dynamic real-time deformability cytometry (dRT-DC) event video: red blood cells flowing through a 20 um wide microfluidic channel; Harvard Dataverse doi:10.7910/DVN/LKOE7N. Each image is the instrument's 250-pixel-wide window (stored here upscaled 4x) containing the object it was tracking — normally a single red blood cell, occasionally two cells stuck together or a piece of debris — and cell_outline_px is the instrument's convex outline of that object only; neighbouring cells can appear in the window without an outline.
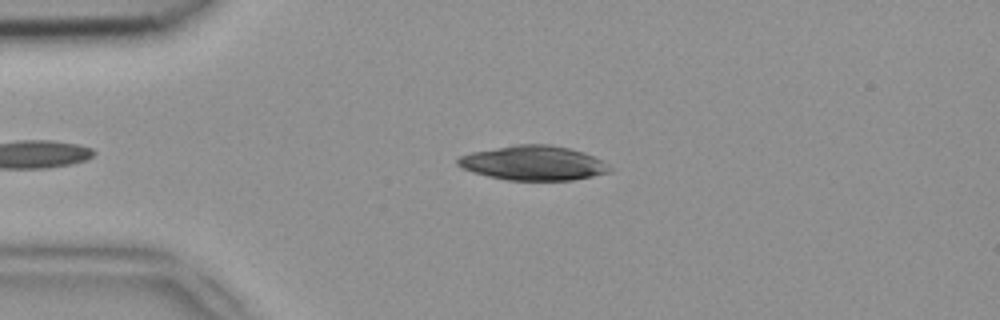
{"species": "common noctule bat (a hibernating species)", "species_latin": "Nyctalus noctula", "temperature_condition": "room temperature", "stored_images_in_passage": 44, "camera_frame_rate_fps": 3000, "um_per_image_px": 0.085, "animal": {"sex": "female", "body_mass_g": 18.4}, "frame": {"image": 1, "passage_image": 11, "time_ms": 3.333, "image_size_px": [1000, 320], "cell_outline_px": [[612, 172], [572, 180], [508, 180], [488, 176], [472, 172], [456, 164], [456, 160], [460, 156], [472, 152], [516, 144], [548, 144], [568, 148], [584, 152], [604, 160], [612, 168]], "centroid_in_image_um": [45.37, 13.85], "position_along_channel_um": 39.6, "area_um2": 30.63}}
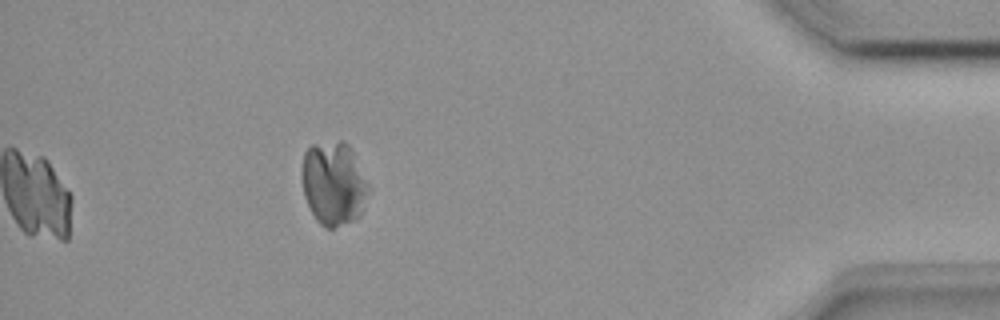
{"frame": {"image": 2, "passage_image": 44, "time_ms": 14.333, "image_size_px": [1000, 320], "cell_outline_px": [[368, 188], [360, 216], [352, 220], [332, 228], [328, 228], [320, 224], [316, 220], [304, 196], [300, 176], [300, 172], [304, 152], [312, 144], [340, 140], [344, 140], [352, 148], [368, 184]], "centroid_in_image_um": [28.32, 15.55], "position_along_channel_um": 406.9, "area_um2": 32.6}}